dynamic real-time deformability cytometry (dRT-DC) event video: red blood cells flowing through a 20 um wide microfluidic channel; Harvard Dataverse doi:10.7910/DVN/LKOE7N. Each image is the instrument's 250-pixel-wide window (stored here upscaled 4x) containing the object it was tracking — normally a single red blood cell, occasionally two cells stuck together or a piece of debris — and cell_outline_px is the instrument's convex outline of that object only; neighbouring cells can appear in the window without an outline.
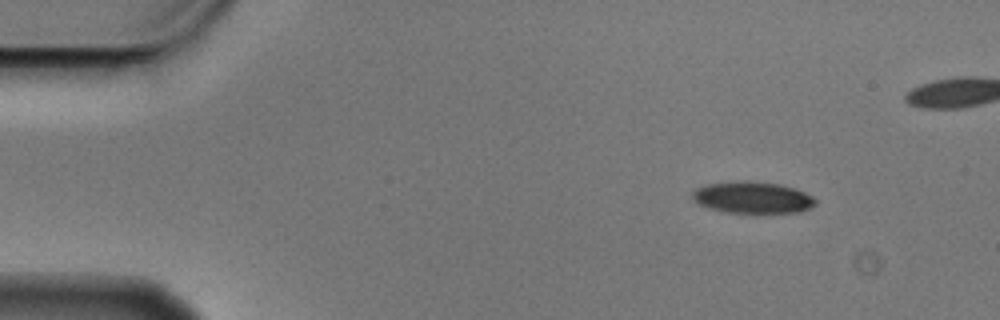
{"species": "Egyptian fruit bat (a non-hibernating species)", "species_latin": "Rousettus aegyptiacus", "temperature_condition": "cold", "stored_images_in_passage": 7, "camera_frame_rate_fps": 3000, "um_per_image_px": 0.085, "animal": {"sex": "male"}, "frame": {"image": 1, "passage_image": 1, "time_ms": 0.0, "image_size_px": [1000, 320], "cell_outline_px": [[816, 204], [812, 208], [800, 212], [728, 212], [708, 208], [696, 204], [692, 200], [692, 192], [696, 188], [704, 184], [736, 180], [752, 180], [780, 184], [796, 188], [812, 196], [816, 200]], "centroid_in_image_um": [63.94, 16.76], "position_along_channel_um": 21.1, "area_um2": 23.12}}
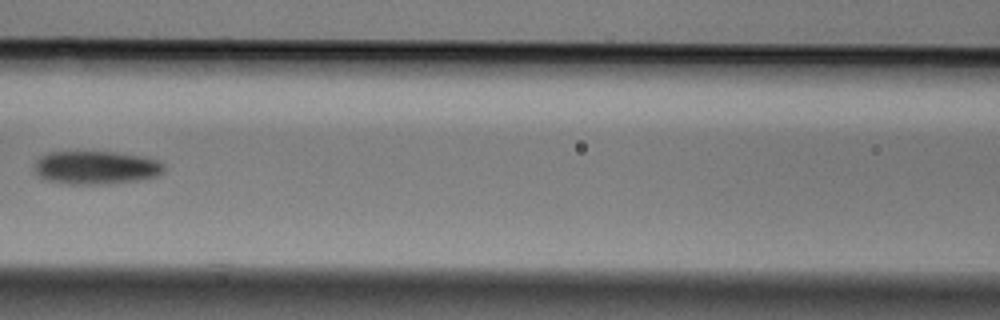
{"frame": {"image": 2, "passage_image": 6, "time_ms": 1.667, "image_size_px": [1000, 320], "cell_outline_px": [[164, 168], [156, 176], [136, 180], [84, 184], [72, 184], [48, 180], [40, 176], [36, 172], [36, 160], [40, 156], [48, 152], [112, 152], [140, 156], [156, 160], [164, 164]], "centroid_in_image_um": [8.12, 14.22], "position_along_channel_um": 158.5, "area_um2": 24.33}}
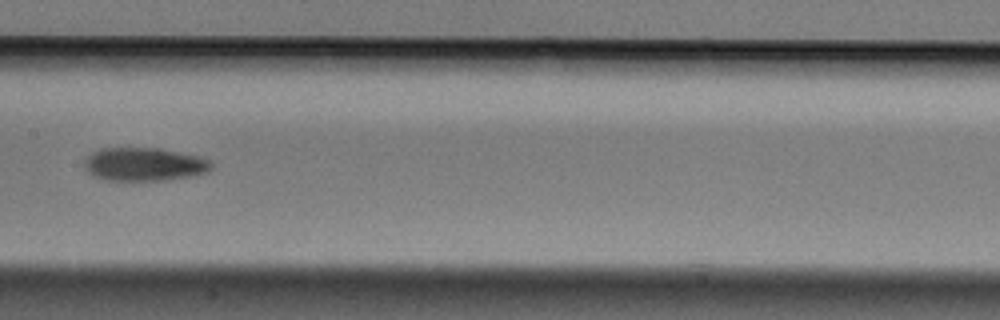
{"frame": {"image": 3, "passage_image": 7, "time_ms": 2.0, "image_size_px": [1000, 320], "cell_outline_px": [[212, 168], [208, 172], [188, 176], [164, 180], [108, 180], [96, 176], [88, 172], [84, 168], [84, 160], [92, 152], [104, 148], [160, 148], [200, 156], [208, 160], [212, 164]], "centroid_in_image_um": [12.26, 13.95], "position_along_channel_um": 195.1, "area_um2": 24.51}}